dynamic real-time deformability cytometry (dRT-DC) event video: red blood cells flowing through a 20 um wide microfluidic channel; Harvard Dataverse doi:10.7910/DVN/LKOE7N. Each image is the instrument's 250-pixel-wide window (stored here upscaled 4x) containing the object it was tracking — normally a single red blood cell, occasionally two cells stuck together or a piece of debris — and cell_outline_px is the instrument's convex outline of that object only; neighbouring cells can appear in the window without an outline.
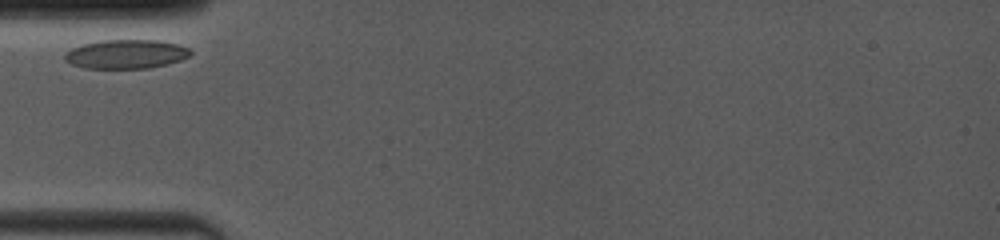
{"species": "common noctule bat (a hibernating species)", "species_latin": "Nyctalus noctula", "temperature_condition": "room temperature", "stored_images_in_passage": 25, "camera_frame_rate_fps": 4000, "um_per_image_px": 0.085, "animal": {"sex": "female", "body_mass_g": 19.0, "forearm_length_mm": 53.3}, "frame": {"image": 1, "passage_image": 1, "time_ms": 0.0, "image_size_px": [1000, 240], "cell_outline_px": [[192, 56], [168, 64], [148, 68], [84, 68], [72, 64], [64, 60], [64, 52], [72, 48], [84, 44], [100, 40], [160, 40], [176, 44], [188, 48], [192, 52]], "centroid_in_image_um": [10.72, 4.6], "position_along_channel_um": 74.3, "area_um2": 21.33}}
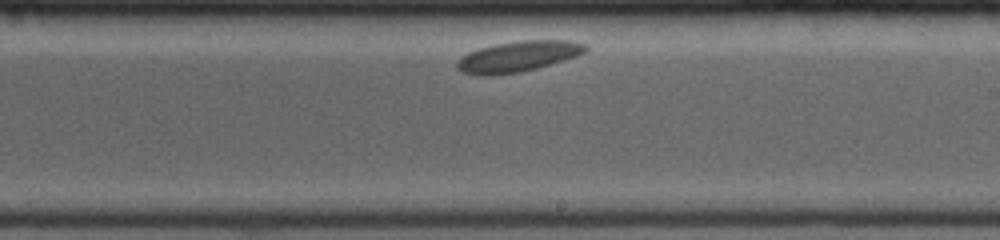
{"frame": {"image": 2, "passage_image": 15, "time_ms": 5.0, "image_size_px": [1000, 240], "cell_outline_px": [[588, 48], [584, 52], [576, 56], [564, 60], [536, 68], [520, 72], [492, 76], [480, 76], [464, 72], [456, 68], [456, 60], [460, 56], [468, 52], [492, 44], [520, 40], [568, 40], [584, 44]], "centroid_in_image_um": [43.97, 4.8], "position_along_channel_um": 245.0, "area_um2": 23.12}}
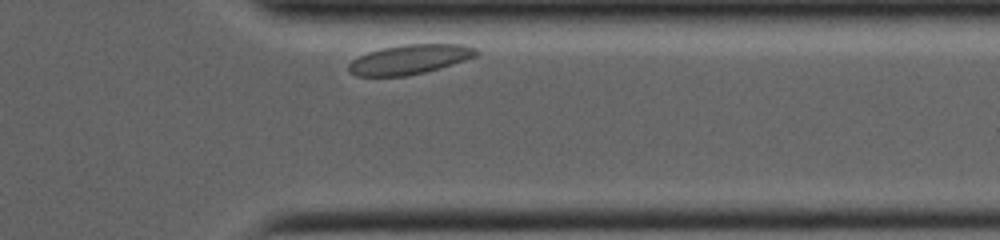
{"frame": {"image": 3, "passage_image": 25, "time_ms": 8.75, "image_size_px": [1000, 240], "cell_outline_px": [[480, 52], [476, 56], [440, 68], [408, 76], [356, 76], [348, 72], [348, 64], [352, 60], [368, 52], [384, 48], [404, 44], [464, 44], [476, 48]], "centroid_in_image_um": [34.82, 5.05], "position_along_channel_um": 376.6, "area_um2": 21.96}}